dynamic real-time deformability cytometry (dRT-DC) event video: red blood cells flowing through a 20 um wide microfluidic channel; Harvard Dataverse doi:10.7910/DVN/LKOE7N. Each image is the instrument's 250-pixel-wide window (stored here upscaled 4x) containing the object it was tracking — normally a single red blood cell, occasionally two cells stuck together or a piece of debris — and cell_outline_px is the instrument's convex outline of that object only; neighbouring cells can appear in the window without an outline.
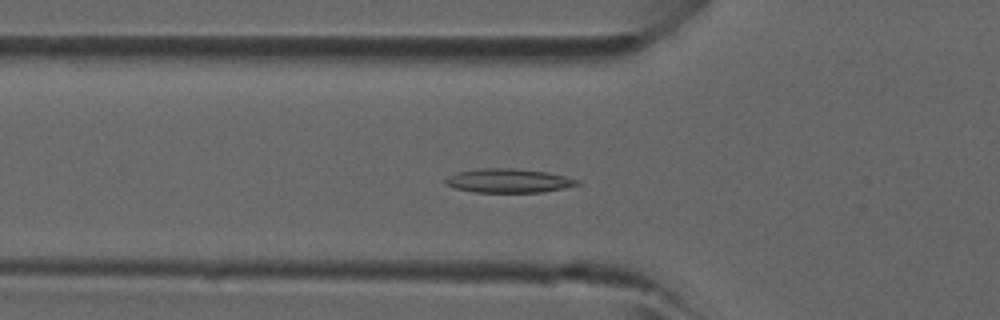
{"species": "common noctule bat (a hibernating species)", "species_latin": "Nyctalus noctula", "temperature_condition": "room temperature", "stored_images_in_passage": 45, "camera_frame_rate_fps": 3000, "um_per_image_px": 0.085, "animal": {"sex": "male", "forearm_length_mm": 52.5}, "frame": {"image": 1, "passage_image": 15, "time_ms": 4.667, "image_size_px": [1000, 320], "cell_outline_px": [[580, 184], [564, 188], [540, 192], [476, 192], [456, 188], [444, 184], [444, 180], [448, 176], [456, 172], [480, 168], [512, 168], [548, 172], [580, 180]], "centroid_in_image_um": [43.21, 15.35], "position_along_channel_um": 82.6, "area_um2": 18.38}}
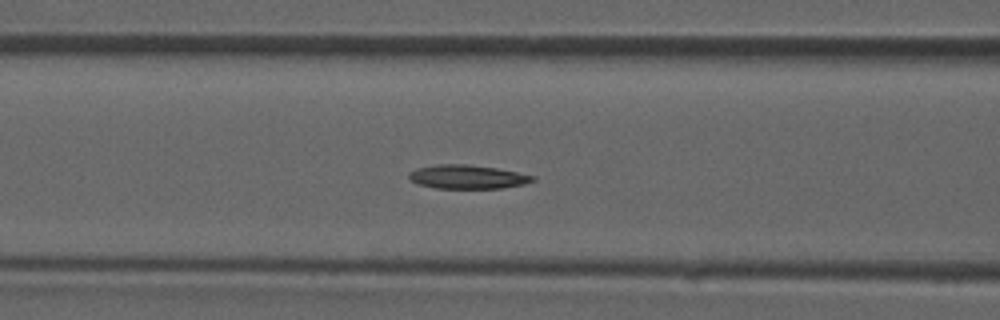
{"frame": {"image": 2, "passage_image": 18, "time_ms": 5.667, "image_size_px": [1000, 320], "cell_outline_px": [[536, 180], [524, 184], [500, 188], [436, 188], [420, 184], [412, 180], [408, 176], [408, 172], [416, 168], [436, 164], [468, 164], [496, 168], [536, 176]], "centroid_in_image_um": [39.73, 15.02], "position_along_channel_um": 126.9, "area_um2": 17.11}}
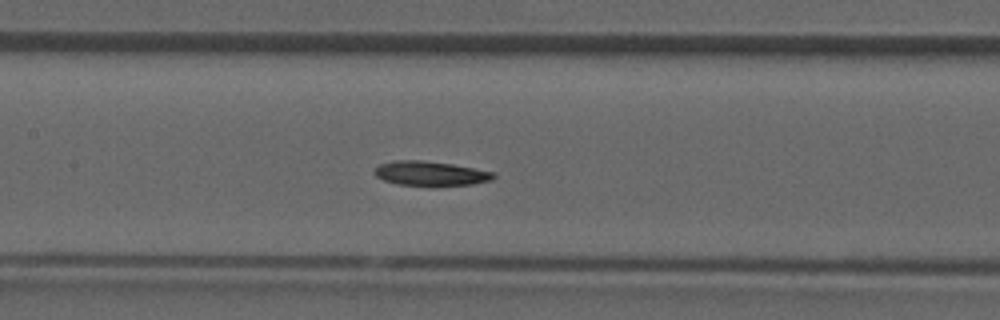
{"frame": {"image": 3, "passage_image": 21, "time_ms": 6.667, "image_size_px": [1000, 320], "cell_outline_px": [[496, 176], [492, 180], [472, 184], [432, 188], [396, 184], [384, 180], [376, 176], [376, 168], [380, 164], [392, 160], [424, 160], [452, 164], [496, 172]], "centroid_in_image_um": [36.63, 14.78], "position_along_channel_um": 170.8, "area_um2": 17.63}}